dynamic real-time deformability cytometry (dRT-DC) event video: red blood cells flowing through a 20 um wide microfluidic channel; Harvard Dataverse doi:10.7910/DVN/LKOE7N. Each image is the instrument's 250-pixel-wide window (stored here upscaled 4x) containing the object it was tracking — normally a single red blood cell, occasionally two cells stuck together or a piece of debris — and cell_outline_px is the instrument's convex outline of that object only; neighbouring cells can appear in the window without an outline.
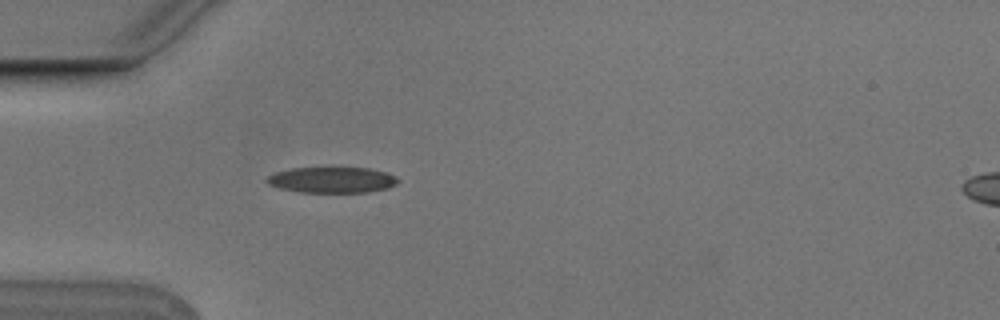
{"species": "Egyptian fruit bat (a non-hibernating species)", "species_latin": "Rousettus aegyptiacus", "temperature_condition": "cold", "stored_images_in_passage": 4, "camera_frame_rate_fps": 3000, "um_per_image_px": 0.085, "animal": {"sex": "male"}, "frame": {"image": 1, "passage_image": 4, "time_ms": 1.0, "image_size_px": [1000, 320], "cell_outline_px": [[400, 180], [396, 184], [388, 188], [368, 192], [300, 192], [280, 188], [268, 184], [264, 180], [268, 176], [276, 172], [292, 168], [368, 168], [384, 172], [396, 176]], "centroid_in_image_um": [28.22, 15.29], "position_along_channel_um": 56.8, "area_um2": 19.65}}